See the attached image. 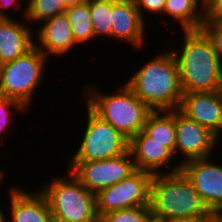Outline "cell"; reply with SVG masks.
Segmentation results:
<instances>
[{"label": "cell", "instance_id": "cb8c5ba5", "mask_svg": "<svg viewBox=\"0 0 222 222\" xmlns=\"http://www.w3.org/2000/svg\"><path fill=\"white\" fill-rule=\"evenodd\" d=\"M18 112L23 114H26V112L29 110L25 108L20 102L7 98L4 96H0V138L1 140H4L3 134L4 131H7L10 129L11 124L13 123L11 120L12 112ZM7 129V130H6ZM2 134V137H1Z\"/></svg>", "mask_w": 222, "mask_h": 222}, {"label": "cell", "instance_id": "83f0119b", "mask_svg": "<svg viewBox=\"0 0 222 222\" xmlns=\"http://www.w3.org/2000/svg\"><path fill=\"white\" fill-rule=\"evenodd\" d=\"M23 1L25 4L26 0H0V18H16V17H13L15 16L13 12H12L13 15L11 14V12H8V9L14 8V7L16 9L19 7L22 8ZM18 4H19V7H18ZM5 9L7 10L5 11Z\"/></svg>", "mask_w": 222, "mask_h": 222}, {"label": "cell", "instance_id": "1f68e13d", "mask_svg": "<svg viewBox=\"0 0 222 222\" xmlns=\"http://www.w3.org/2000/svg\"><path fill=\"white\" fill-rule=\"evenodd\" d=\"M51 222H72V221L52 215Z\"/></svg>", "mask_w": 222, "mask_h": 222}, {"label": "cell", "instance_id": "9a60e30c", "mask_svg": "<svg viewBox=\"0 0 222 222\" xmlns=\"http://www.w3.org/2000/svg\"><path fill=\"white\" fill-rule=\"evenodd\" d=\"M9 188L6 222H51L48 200L39 189L31 192L15 184Z\"/></svg>", "mask_w": 222, "mask_h": 222}, {"label": "cell", "instance_id": "7c38bea8", "mask_svg": "<svg viewBox=\"0 0 222 222\" xmlns=\"http://www.w3.org/2000/svg\"><path fill=\"white\" fill-rule=\"evenodd\" d=\"M128 150L132 155L137 170L148 171L152 174H162L176 173L181 169V164H172L176 159L174 154L162 143L152 139L143 130L129 140ZM162 168L167 169V171Z\"/></svg>", "mask_w": 222, "mask_h": 222}, {"label": "cell", "instance_id": "2e32d148", "mask_svg": "<svg viewBox=\"0 0 222 222\" xmlns=\"http://www.w3.org/2000/svg\"><path fill=\"white\" fill-rule=\"evenodd\" d=\"M146 24V25H145ZM112 38L144 49L147 23L142 19L134 0L112 2Z\"/></svg>", "mask_w": 222, "mask_h": 222}, {"label": "cell", "instance_id": "603a6c76", "mask_svg": "<svg viewBox=\"0 0 222 222\" xmlns=\"http://www.w3.org/2000/svg\"><path fill=\"white\" fill-rule=\"evenodd\" d=\"M105 222H154L149 206L112 211L101 217Z\"/></svg>", "mask_w": 222, "mask_h": 222}, {"label": "cell", "instance_id": "7402d4cb", "mask_svg": "<svg viewBox=\"0 0 222 222\" xmlns=\"http://www.w3.org/2000/svg\"><path fill=\"white\" fill-rule=\"evenodd\" d=\"M66 9L64 0H26L25 19L34 29L35 24L64 13Z\"/></svg>", "mask_w": 222, "mask_h": 222}, {"label": "cell", "instance_id": "d6986e66", "mask_svg": "<svg viewBox=\"0 0 222 222\" xmlns=\"http://www.w3.org/2000/svg\"><path fill=\"white\" fill-rule=\"evenodd\" d=\"M143 131L174 154L176 143L175 110L153 111L148 116Z\"/></svg>", "mask_w": 222, "mask_h": 222}, {"label": "cell", "instance_id": "74e56055", "mask_svg": "<svg viewBox=\"0 0 222 222\" xmlns=\"http://www.w3.org/2000/svg\"><path fill=\"white\" fill-rule=\"evenodd\" d=\"M219 222H222V218H216Z\"/></svg>", "mask_w": 222, "mask_h": 222}, {"label": "cell", "instance_id": "7a4b0ae2", "mask_svg": "<svg viewBox=\"0 0 222 222\" xmlns=\"http://www.w3.org/2000/svg\"><path fill=\"white\" fill-rule=\"evenodd\" d=\"M149 207L154 222L209 219L214 215L181 171L153 174Z\"/></svg>", "mask_w": 222, "mask_h": 222}, {"label": "cell", "instance_id": "d590c367", "mask_svg": "<svg viewBox=\"0 0 222 222\" xmlns=\"http://www.w3.org/2000/svg\"><path fill=\"white\" fill-rule=\"evenodd\" d=\"M106 1H111V2H123V1H128V0H106Z\"/></svg>", "mask_w": 222, "mask_h": 222}, {"label": "cell", "instance_id": "ba28073f", "mask_svg": "<svg viewBox=\"0 0 222 222\" xmlns=\"http://www.w3.org/2000/svg\"><path fill=\"white\" fill-rule=\"evenodd\" d=\"M153 174L135 170L127 178L95 194L97 214L101 218L112 211L149 206L150 182Z\"/></svg>", "mask_w": 222, "mask_h": 222}, {"label": "cell", "instance_id": "52a82bcc", "mask_svg": "<svg viewBox=\"0 0 222 222\" xmlns=\"http://www.w3.org/2000/svg\"><path fill=\"white\" fill-rule=\"evenodd\" d=\"M86 122L82 134L78 135L77 150L68 162H87L92 160L112 159L128 151L129 140L110 123L102 120L87 105ZM86 124V125H85ZM81 140V141H80Z\"/></svg>", "mask_w": 222, "mask_h": 222}, {"label": "cell", "instance_id": "f1b7e54d", "mask_svg": "<svg viewBox=\"0 0 222 222\" xmlns=\"http://www.w3.org/2000/svg\"><path fill=\"white\" fill-rule=\"evenodd\" d=\"M85 2H88V0H64V4L66 8L75 6V5H79V4H83Z\"/></svg>", "mask_w": 222, "mask_h": 222}, {"label": "cell", "instance_id": "6da1fadb", "mask_svg": "<svg viewBox=\"0 0 222 222\" xmlns=\"http://www.w3.org/2000/svg\"><path fill=\"white\" fill-rule=\"evenodd\" d=\"M182 45L172 49L183 93L222 90V64L213 45L201 30H181Z\"/></svg>", "mask_w": 222, "mask_h": 222}, {"label": "cell", "instance_id": "9c48e42d", "mask_svg": "<svg viewBox=\"0 0 222 222\" xmlns=\"http://www.w3.org/2000/svg\"><path fill=\"white\" fill-rule=\"evenodd\" d=\"M67 165V169L79 182L95 194L127 178L136 170L129 150L125 154L112 159L68 162Z\"/></svg>", "mask_w": 222, "mask_h": 222}, {"label": "cell", "instance_id": "3957f363", "mask_svg": "<svg viewBox=\"0 0 222 222\" xmlns=\"http://www.w3.org/2000/svg\"><path fill=\"white\" fill-rule=\"evenodd\" d=\"M133 73L125 83L153 111L179 108L183 91L177 61L171 50L158 53Z\"/></svg>", "mask_w": 222, "mask_h": 222}, {"label": "cell", "instance_id": "8d00e7d4", "mask_svg": "<svg viewBox=\"0 0 222 222\" xmlns=\"http://www.w3.org/2000/svg\"><path fill=\"white\" fill-rule=\"evenodd\" d=\"M94 222H105L102 218H98L96 221H94Z\"/></svg>", "mask_w": 222, "mask_h": 222}, {"label": "cell", "instance_id": "44dd1931", "mask_svg": "<svg viewBox=\"0 0 222 222\" xmlns=\"http://www.w3.org/2000/svg\"><path fill=\"white\" fill-rule=\"evenodd\" d=\"M89 10L95 39L102 36L104 44L112 39V2L106 0H89Z\"/></svg>", "mask_w": 222, "mask_h": 222}, {"label": "cell", "instance_id": "e575fe53", "mask_svg": "<svg viewBox=\"0 0 222 222\" xmlns=\"http://www.w3.org/2000/svg\"><path fill=\"white\" fill-rule=\"evenodd\" d=\"M206 222H219V221L214 216H212Z\"/></svg>", "mask_w": 222, "mask_h": 222}, {"label": "cell", "instance_id": "4fadbf2b", "mask_svg": "<svg viewBox=\"0 0 222 222\" xmlns=\"http://www.w3.org/2000/svg\"><path fill=\"white\" fill-rule=\"evenodd\" d=\"M178 110L222 138V90L183 93Z\"/></svg>", "mask_w": 222, "mask_h": 222}, {"label": "cell", "instance_id": "5b68a950", "mask_svg": "<svg viewBox=\"0 0 222 222\" xmlns=\"http://www.w3.org/2000/svg\"><path fill=\"white\" fill-rule=\"evenodd\" d=\"M50 179L39 188L46 196L52 215L72 222H94L99 216L95 193L86 189L67 169L66 175Z\"/></svg>", "mask_w": 222, "mask_h": 222}, {"label": "cell", "instance_id": "e0dca14e", "mask_svg": "<svg viewBox=\"0 0 222 222\" xmlns=\"http://www.w3.org/2000/svg\"><path fill=\"white\" fill-rule=\"evenodd\" d=\"M23 10L21 21L17 18H0V65L26 54L35 46V32L25 19L26 5Z\"/></svg>", "mask_w": 222, "mask_h": 222}, {"label": "cell", "instance_id": "8fae6325", "mask_svg": "<svg viewBox=\"0 0 222 222\" xmlns=\"http://www.w3.org/2000/svg\"><path fill=\"white\" fill-rule=\"evenodd\" d=\"M212 156L193 159L181 165L180 171L192 183L209 210L215 214L222 207V165Z\"/></svg>", "mask_w": 222, "mask_h": 222}, {"label": "cell", "instance_id": "5bb4252c", "mask_svg": "<svg viewBox=\"0 0 222 222\" xmlns=\"http://www.w3.org/2000/svg\"><path fill=\"white\" fill-rule=\"evenodd\" d=\"M39 24L34 29L35 46L50 59V56L64 58L77 46L70 21L66 13L58 14ZM51 54V55H50Z\"/></svg>", "mask_w": 222, "mask_h": 222}, {"label": "cell", "instance_id": "d4e9b609", "mask_svg": "<svg viewBox=\"0 0 222 222\" xmlns=\"http://www.w3.org/2000/svg\"><path fill=\"white\" fill-rule=\"evenodd\" d=\"M166 0H134L136 8L138 9L140 16L142 19L146 21V14H150L151 16L160 15V22H163L164 25H167L168 21L163 17L164 7ZM146 13V14H145ZM162 18V19H161Z\"/></svg>", "mask_w": 222, "mask_h": 222}, {"label": "cell", "instance_id": "836d02e7", "mask_svg": "<svg viewBox=\"0 0 222 222\" xmlns=\"http://www.w3.org/2000/svg\"><path fill=\"white\" fill-rule=\"evenodd\" d=\"M213 216L215 218H222V207Z\"/></svg>", "mask_w": 222, "mask_h": 222}, {"label": "cell", "instance_id": "484cf974", "mask_svg": "<svg viewBox=\"0 0 222 222\" xmlns=\"http://www.w3.org/2000/svg\"><path fill=\"white\" fill-rule=\"evenodd\" d=\"M200 29L210 39L217 58L222 64V23L203 22Z\"/></svg>", "mask_w": 222, "mask_h": 222}, {"label": "cell", "instance_id": "f546056e", "mask_svg": "<svg viewBox=\"0 0 222 222\" xmlns=\"http://www.w3.org/2000/svg\"><path fill=\"white\" fill-rule=\"evenodd\" d=\"M208 219H182V220H174L170 222H206Z\"/></svg>", "mask_w": 222, "mask_h": 222}, {"label": "cell", "instance_id": "ac0fdd59", "mask_svg": "<svg viewBox=\"0 0 222 222\" xmlns=\"http://www.w3.org/2000/svg\"><path fill=\"white\" fill-rule=\"evenodd\" d=\"M181 30L200 29L204 22L203 0H166L163 12Z\"/></svg>", "mask_w": 222, "mask_h": 222}, {"label": "cell", "instance_id": "30bf717a", "mask_svg": "<svg viewBox=\"0 0 222 222\" xmlns=\"http://www.w3.org/2000/svg\"><path fill=\"white\" fill-rule=\"evenodd\" d=\"M175 137L174 156L176 158L179 157L178 154H182V159L177 162L181 165L193 159L212 156L218 143L222 142L207 128L189 119L178 109L175 110Z\"/></svg>", "mask_w": 222, "mask_h": 222}, {"label": "cell", "instance_id": "d6a6232c", "mask_svg": "<svg viewBox=\"0 0 222 222\" xmlns=\"http://www.w3.org/2000/svg\"><path fill=\"white\" fill-rule=\"evenodd\" d=\"M6 170L0 168V186L2 187L1 184H4L3 181H4V178H6ZM1 189V188H0Z\"/></svg>", "mask_w": 222, "mask_h": 222}, {"label": "cell", "instance_id": "ffe728a7", "mask_svg": "<svg viewBox=\"0 0 222 222\" xmlns=\"http://www.w3.org/2000/svg\"><path fill=\"white\" fill-rule=\"evenodd\" d=\"M65 13L70 21L76 44L85 46L86 43H92L95 36L91 22L89 0L83 4L67 8Z\"/></svg>", "mask_w": 222, "mask_h": 222}, {"label": "cell", "instance_id": "4dcf8cb0", "mask_svg": "<svg viewBox=\"0 0 222 222\" xmlns=\"http://www.w3.org/2000/svg\"><path fill=\"white\" fill-rule=\"evenodd\" d=\"M3 206L1 207V203H0V222H6V217H7V214H5L6 212H3V211H7L6 209L3 210Z\"/></svg>", "mask_w": 222, "mask_h": 222}, {"label": "cell", "instance_id": "277c9868", "mask_svg": "<svg viewBox=\"0 0 222 222\" xmlns=\"http://www.w3.org/2000/svg\"><path fill=\"white\" fill-rule=\"evenodd\" d=\"M84 86V103L102 120L110 123L123 136L130 140L143 130L148 116L153 110L141 101L132 89L123 83L113 93H100L96 83ZM85 94V95H84ZM86 96V97H85Z\"/></svg>", "mask_w": 222, "mask_h": 222}, {"label": "cell", "instance_id": "8992f818", "mask_svg": "<svg viewBox=\"0 0 222 222\" xmlns=\"http://www.w3.org/2000/svg\"><path fill=\"white\" fill-rule=\"evenodd\" d=\"M48 60L34 46L26 54L0 65V96L16 100L30 111L35 93L44 81Z\"/></svg>", "mask_w": 222, "mask_h": 222}, {"label": "cell", "instance_id": "4316f807", "mask_svg": "<svg viewBox=\"0 0 222 222\" xmlns=\"http://www.w3.org/2000/svg\"><path fill=\"white\" fill-rule=\"evenodd\" d=\"M204 22L222 23V0L204 2Z\"/></svg>", "mask_w": 222, "mask_h": 222}]
</instances>
